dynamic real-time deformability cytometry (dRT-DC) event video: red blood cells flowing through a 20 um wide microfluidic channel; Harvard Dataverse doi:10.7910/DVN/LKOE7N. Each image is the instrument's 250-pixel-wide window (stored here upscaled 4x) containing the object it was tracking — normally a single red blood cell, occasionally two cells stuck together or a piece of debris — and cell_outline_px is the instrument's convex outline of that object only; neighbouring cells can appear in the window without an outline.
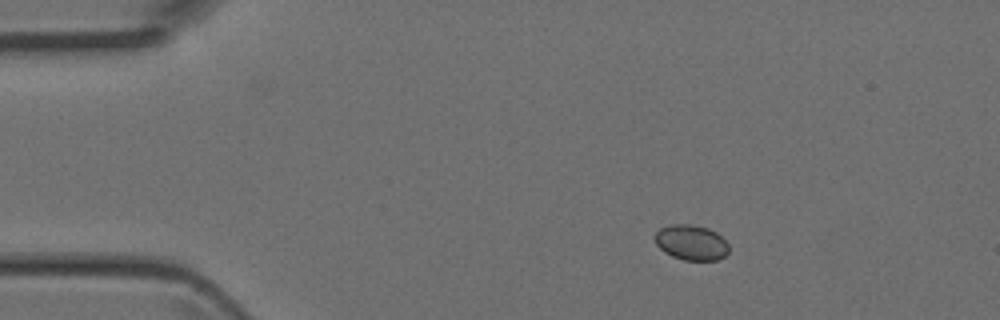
{"species": "Egyptian fruit bat (a non-hibernating species)", "species_latin": "Rousettus aegyptiacus", "temperature_condition": "room temperature", "stored_images_in_passage": 45, "camera_frame_rate_fps": 3000, "um_per_image_px": 0.085, "animal": {"sex": "female"}, "frame": {"image": 1, "passage_image": 7, "time_ms": 2.0, "image_size_px": [1000, 320], "cell_outline_px": [[728, 252], [724, 256], [716, 260], [684, 260], [672, 256], [664, 252], [656, 244], [656, 232], [660, 228], [672, 224], [692, 224], [708, 228], [716, 232], [728, 244]], "centroid_in_image_um": [58.75, 20.61], "position_along_channel_um": 26.2, "area_um2": 15.09}}
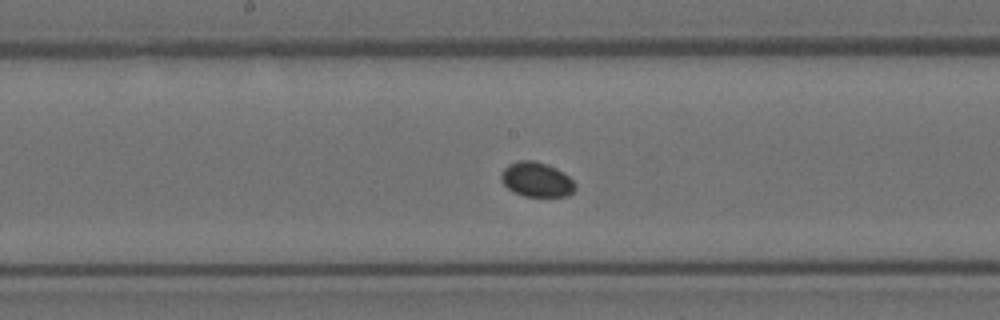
{"frame": {"image": 2, "passage_image": 23, "time_ms": 7.333, "image_size_px": [1000, 320], "cell_outline_px": [[576, 188], [568, 196], [524, 196], [508, 188], [500, 180], [500, 176], [504, 168], [508, 164], [520, 160], [532, 160], [556, 168], [568, 176], [576, 184]], "centroid_in_image_um": [45.6, 15.26], "position_along_channel_um": 202.6, "area_um2": 14.8}}
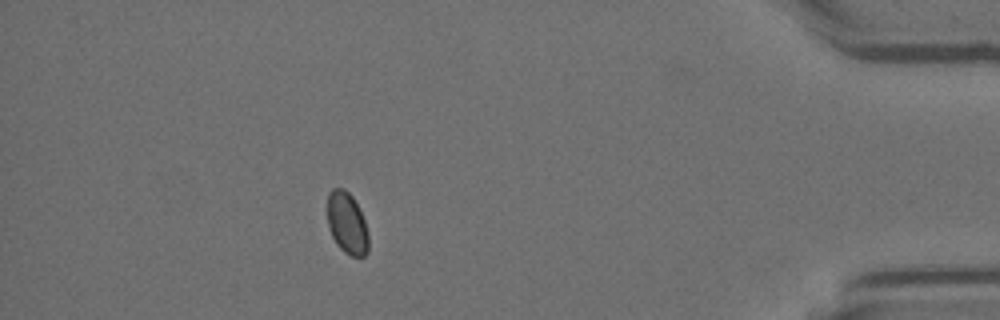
{"frame": {"image": 3, "passage_image": 40, "time_ms": 13.0, "image_size_px": [1000, 320], "cell_outline_px": [[368, 252], [364, 256], [352, 256], [344, 252], [336, 244], [328, 228], [328, 192], [332, 188], [344, 188], [352, 196], [364, 220], [368, 232]], "centroid_in_image_um": [29.49, 18.98], "position_along_channel_um": 405.7, "area_um2": 14.74}}